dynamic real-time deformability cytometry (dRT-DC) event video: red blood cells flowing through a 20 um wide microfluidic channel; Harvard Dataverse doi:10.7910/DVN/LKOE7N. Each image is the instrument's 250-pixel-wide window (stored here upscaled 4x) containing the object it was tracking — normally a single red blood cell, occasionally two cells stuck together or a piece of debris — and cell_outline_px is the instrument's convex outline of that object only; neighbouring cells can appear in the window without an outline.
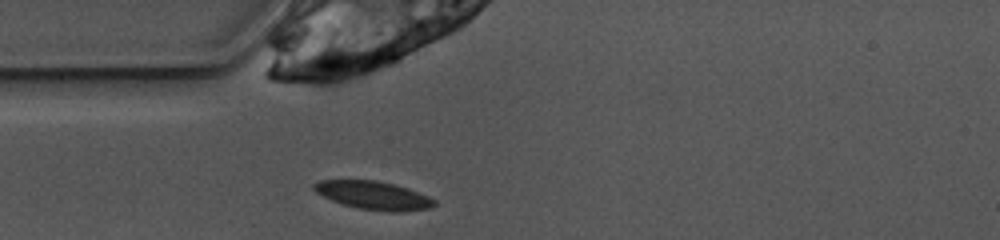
{"species": "common noctule bat (a hibernating species)", "species_latin": "Nyctalus noctula", "temperature_condition": "warm", "stored_images_in_passage": 38, "camera_frame_rate_fps": 3000, "um_per_image_px": 0.085, "animal": {"sex": "female", "body_mass_g": 10.0, "forearm_length_mm": 53.1}, "frame": {"image": 1, "passage_image": 1, "time_ms": 0.0, "image_size_px": [1000, 240], "cell_outline_px": [[436, 204], [432, 208], [396, 212], [392, 212], [360, 208], [344, 204], [332, 200], [316, 192], [312, 188], [312, 184], [320, 180], [376, 180], [408, 188], [428, 196], [436, 200]], "centroid_in_image_um": [31.76, 16.6], "position_along_channel_um": 53.2, "area_um2": 19.65}}
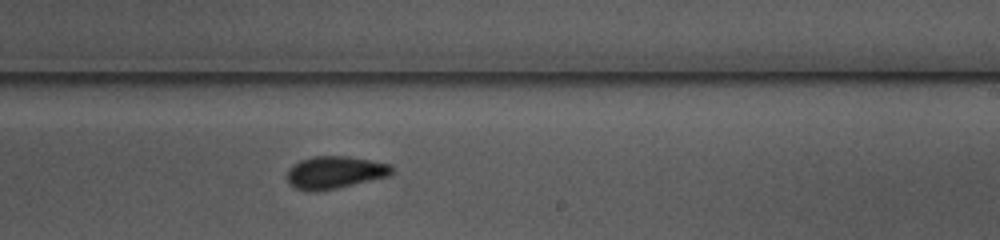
{"frame": {"image": 2, "passage_image": 17, "time_ms": 5.333, "image_size_px": [1000, 240], "cell_outline_px": [[392, 172], [388, 176], [336, 188], [316, 192], [308, 192], [296, 188], [288, 184], [288, 168], [300, 160], [316, 156], [348, 156], [392, 164]], "centroid_in_image_um": [28.43, 14.66], "position_along_channel_um": 260.6, "area_um2": 19.77}}
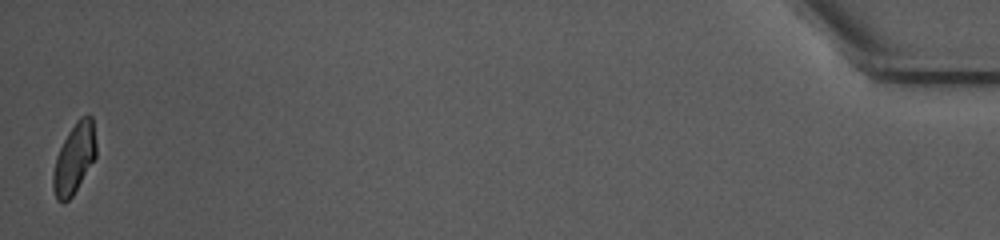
{"frame": {"image": 3, "passage_image": 38, "time_ms": 12.333, "image_size_px": [1000, 240], "cell_outline_px": [[96, 156], [72, 196], [68, 200], [56, 200], [52, 188], [52, 172], [56, 156], [68, 132], [76, 120], [80, 116], [88, 112], [92, 116], [96, 144]], "centroid_in_image_um": [6.3, 13.42], "position_along_channel_um": 428.9, "area_um2": 17.63}, "authors_computed_cell_mechanics": {"area_um2": 19.4786, "velocity_mm_per_s": 3.8986, "shape_relaxation_time_tau1_ms": 4.951, "shape_relaxation_time_tau2_ms": 2.1296, "deformation_change_tau1": 0.1193, "deformation_change_tau2": 0.048}}